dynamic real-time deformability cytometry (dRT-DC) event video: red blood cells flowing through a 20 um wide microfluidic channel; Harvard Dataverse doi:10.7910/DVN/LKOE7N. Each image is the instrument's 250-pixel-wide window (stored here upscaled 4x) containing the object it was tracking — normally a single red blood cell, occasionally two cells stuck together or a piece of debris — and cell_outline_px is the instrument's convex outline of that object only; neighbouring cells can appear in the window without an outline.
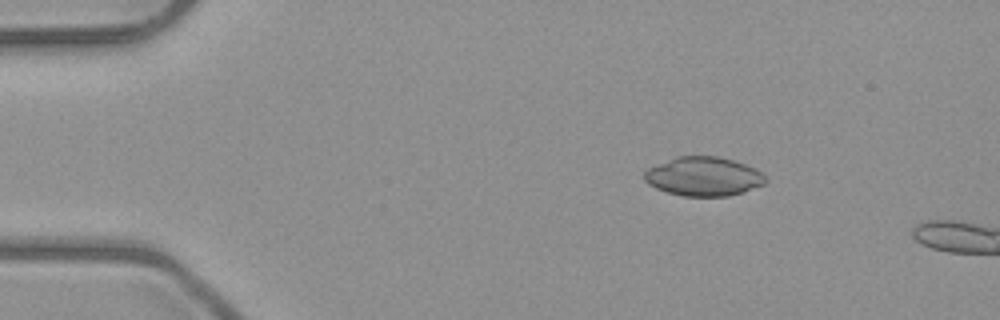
{"species": "common noctule bat (a hibernating species)", "species_latin": "Nyctalus noctula", "temperature_condition": "room temperature", "stored_images_in_passage": 5, "camera_frame_rate_fps": 3000, "um_per_image_px": 0.085, "animal": {"sex": "male", "body_mass_g": 23.1, "forearm_length_mm": 52.7}, "frame": {"image": 1, "passage_image": 3, "time_ms": 2.333, "image_size_px": [1000, 320], "cell_outline_px": [[768, 180], [764, 184], [744, 192], [728, 196], [684, 196], [668, 192], [656, 188], [648, 184], [644, 180], [644, 172], [648, 168], [656, 164], [676, 156], [720, 156], [756, 168]], "centroid_in_image_um": [59.8, 14.99], "position_along_channel_um": 25.2, "area_um2": 27.63}}